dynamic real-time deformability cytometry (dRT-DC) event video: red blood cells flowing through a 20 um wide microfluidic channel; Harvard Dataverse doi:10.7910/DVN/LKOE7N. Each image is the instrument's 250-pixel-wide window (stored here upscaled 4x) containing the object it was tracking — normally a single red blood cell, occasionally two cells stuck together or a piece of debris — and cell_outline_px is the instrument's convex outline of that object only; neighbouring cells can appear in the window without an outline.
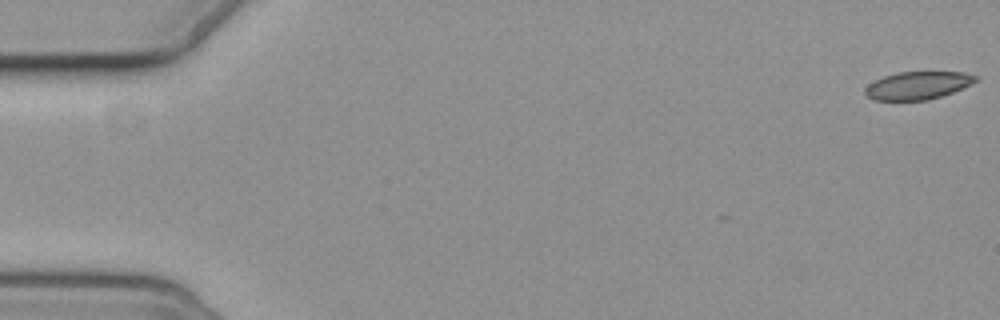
{"species": "common noctule bat (a hibernating species)", "species_latin": "Nyctalus noctula", "temperature_condition": "cold", "stored_images_in_passage": 5, "camera_frame_rate_fps": 3000, "um_per_image_px": 0.085, "animal": {"sex": "female", "body_mass_g": 19.3, "forearm_length_mm": 54.1}, "frame": {"image": 1, "passage_image": 1, "time_ms": 0.0, "image_size_px": [1000, 320], "cell_outline_px": [[980, 80], [972, 84], [952, 92], [928, 100], [872, 100], [864, 92], [864, 88], [868, 84], [884, 76], [896, 72], [964, 72], [980, 76]], "centroid_in_image_um": [78.04, 7.25], "position_along_channel_um": 7.0, "area_um2": 18.03}}
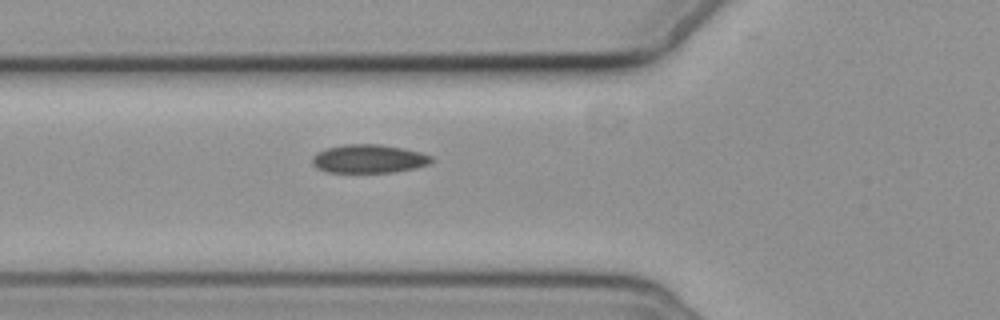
{"frame": {"image": 2, "passage_image": 5, "time_ms": 6.667, "image_size_px": [1000, 320], "cell_outline_px": [[436, 160], [432, 164], [416, 168], [392, 172], [328, 172], [316, 168], [312, 164], [312, 156], [316, 152], [328, 148], [344, 144], [380, 144], [404, 148], [420, 152], [432, 156]], "centroid_in_image_um": [31.39, 13.49], "position_along_channel_um": 94.4, "area_um2": 20.06}}